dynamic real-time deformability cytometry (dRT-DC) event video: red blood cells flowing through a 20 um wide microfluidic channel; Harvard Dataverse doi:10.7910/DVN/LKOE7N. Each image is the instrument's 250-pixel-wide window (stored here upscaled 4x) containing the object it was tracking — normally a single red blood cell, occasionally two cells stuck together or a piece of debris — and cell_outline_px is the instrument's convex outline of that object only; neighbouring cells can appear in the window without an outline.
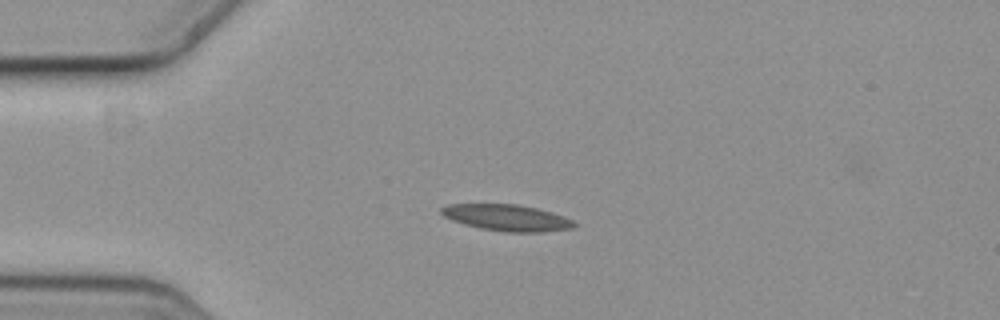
{"species": "common noctule bat (a hibernating species)", "species_latin": "Nyctalus noctula", "temperature_condition": "cold", "stored_images_in_passage": 8, "camera_frame_rate_fps": 3000, "um_per_image_px": 0.085, "animal": {"sex": "female", "body_mass_g": 19.3, "forearm_length_mm": 54.1}, "frame": {"image": 1, "passage_image": 4, "time_ms": 1.0, "image_size_px": [1000, 320], "cell_outline_px": [[576, 224], [572, 228], [544, 232], [504, 232], [480, 228], [464, 224], [452, 220], [444, 216], [440, 212], [440, 208], [448, 204], [516, 204], [536, 208], [552, 212], [564, 216], [572, 220]], "centroid_in_image_um": [43.07, 18.5], "position_along_channel_um": 41.9, "area_um2": 20.4}}
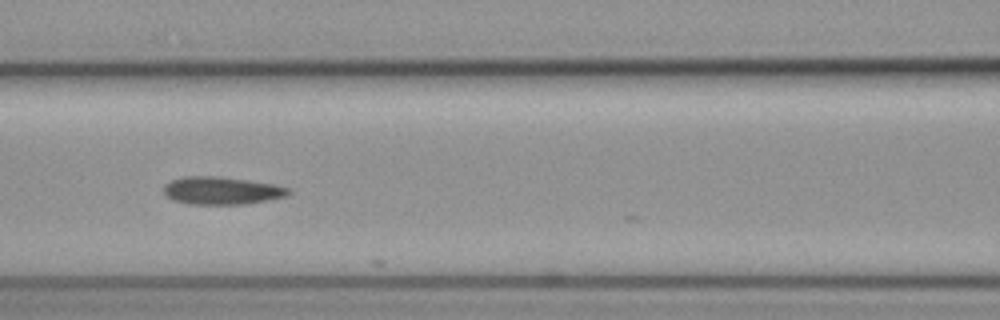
{"frame": {"image": 2, "passage_image": 7, "time_ms": 2.0, "image_size_px": [1000, 320], "cell_outline_px": [[292, 192], [288, 196], [248, 204], [188, 204], [172, 200], [164, 192], [164, 184], [172, 180], [184, 176], [216, 176], [248, 180], [272, 184], [288, 188]], "centroid_in_image_um": [18.84, 16.21], "position_along_channel_um": 147.8, "area_um2": 20.17}}